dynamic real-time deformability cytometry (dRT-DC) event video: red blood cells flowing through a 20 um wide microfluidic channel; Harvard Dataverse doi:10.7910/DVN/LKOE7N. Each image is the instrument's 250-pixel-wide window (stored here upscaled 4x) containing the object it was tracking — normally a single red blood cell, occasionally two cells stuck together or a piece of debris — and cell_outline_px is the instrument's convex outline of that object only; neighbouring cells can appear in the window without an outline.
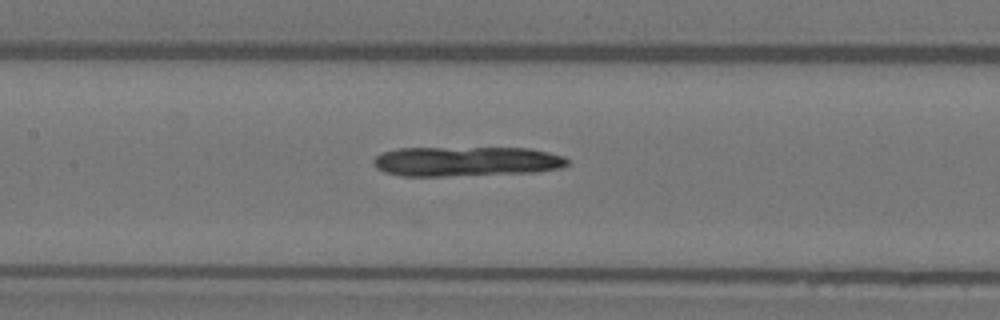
{"species": "Egyptian fruit bat (a non-hibernating species)", "species_latin": "Rousettus aegyptiacus", "temperature_condition": "warm", "stored_images_in_passage": 21, "camera_frame_rate_fps": 3000, "um_per_image_px": 0.085, "animal": {"sex": "female"}, "frame": {"image": 1, "passage_image": 8, "time_ms": 2.333, "image_size_px": [1000, 320], "cell_outline_px": [[568, 164], [560, 168], [536, 172], [444, 176], [400, 176], [384, 172], [376, 168], [372, 164], [372, 160], [376, 156], [384, 152], [396, 148], [528, 148], [548, 152], [564, 156], [568, 160]], "centroid_in_image_um": [39.59, 13.72], "position_along_channel_um": 167.8, "area_um2": 33.76}}
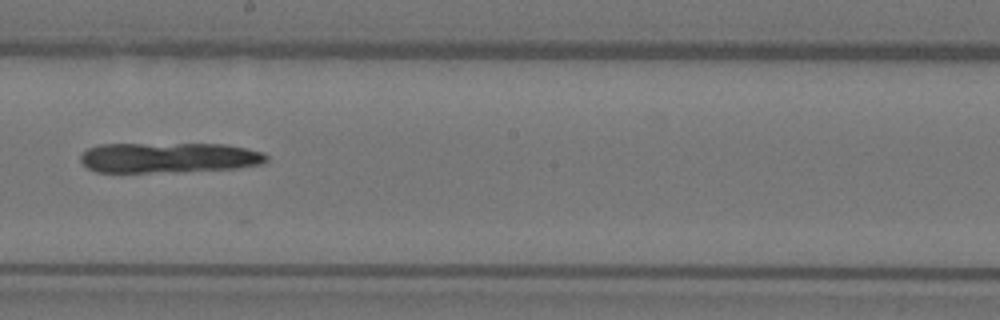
{"frame": {"image": 2, "passage_image": 13, "time_ms": 4.0, "image_size_px": [1000, 320], "cell_outline_px": [[268, 160], [264, 164], [236, 168], [148, 172], [96, 172], [88, 168], [80, 160], [80, 156], [88, 148], [100, 144], [224, 144], [264, 152], [268, 156]], "centroid_in_image_um": [14.35, 13.39], "position_along_channel_um": 233.9, "area_um2": 32.6}}
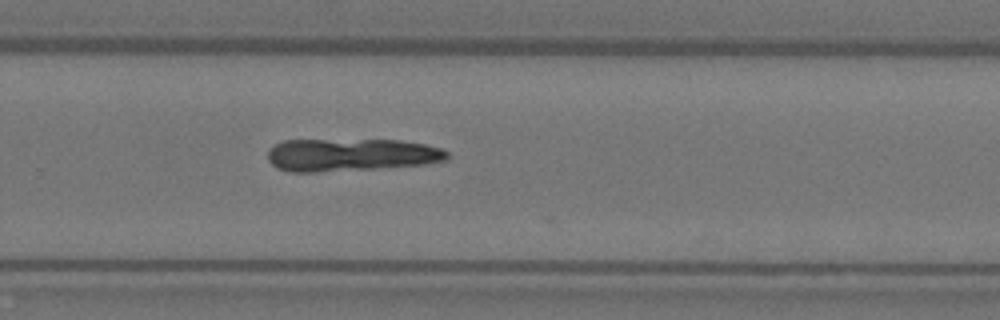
{"frame": {"image": 3, "passage_image": 18, "time_ms": 5.667, "image_size_px": [1000, 320], "cell_outline_px": [[448, 160], [424, 164], [372, 168], [316, 172], [288, 172], [276, 168], [268, 160], [268, 148], [284, 140], [400, 140], [424, 144], [440, 148], [448, 152]], "centroid_in_image_um": [29.79, 13.16], "position_along_channel_um": 300.0, "area_um2": 34.1}}